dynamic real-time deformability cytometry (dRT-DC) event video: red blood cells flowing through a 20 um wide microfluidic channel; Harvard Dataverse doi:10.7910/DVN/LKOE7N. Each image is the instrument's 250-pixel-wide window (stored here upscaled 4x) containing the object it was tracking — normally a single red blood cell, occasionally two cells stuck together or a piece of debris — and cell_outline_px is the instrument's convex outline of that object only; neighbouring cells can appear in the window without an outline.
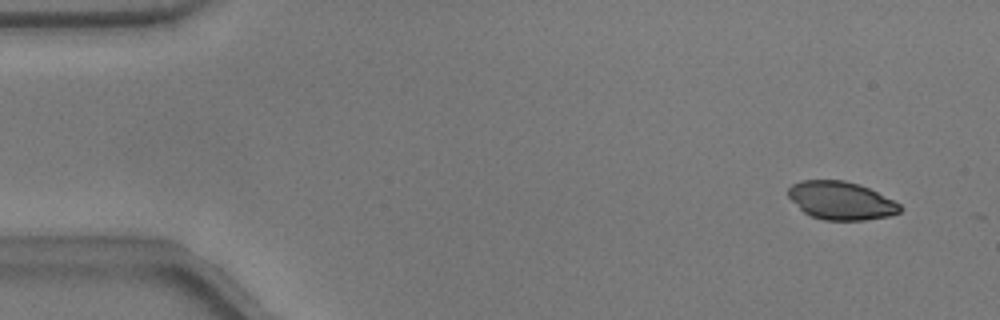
{"species": "common noctule bat (a hibernating species)", "species_latin": "Nyctalus noctula", "temperature_condition": "warm", "stored_images_in_passage": 9, "camera_frame_rate_fps": 3000, "um_per_image_px": 0.085, "animal": {"sex": "male", "body_mass_g": 17.9}, "frame": {"image": 1, "passage_image": 3, "time_ms": 0.667, "image_size_px": [1000, 320], "cell_outline_px": [[900, 212], [888, 216], [864, 220], [824, 220], [812, 216], [804, 212], [788, 196], [788, 188], [792, 184], [800, 180], [844, 180], [860, 184], [900, 204]], "centroid_in_image_um": [71.45, 17.04], "position_along_channel_um": 13.5, "area_um2": 24.57}}